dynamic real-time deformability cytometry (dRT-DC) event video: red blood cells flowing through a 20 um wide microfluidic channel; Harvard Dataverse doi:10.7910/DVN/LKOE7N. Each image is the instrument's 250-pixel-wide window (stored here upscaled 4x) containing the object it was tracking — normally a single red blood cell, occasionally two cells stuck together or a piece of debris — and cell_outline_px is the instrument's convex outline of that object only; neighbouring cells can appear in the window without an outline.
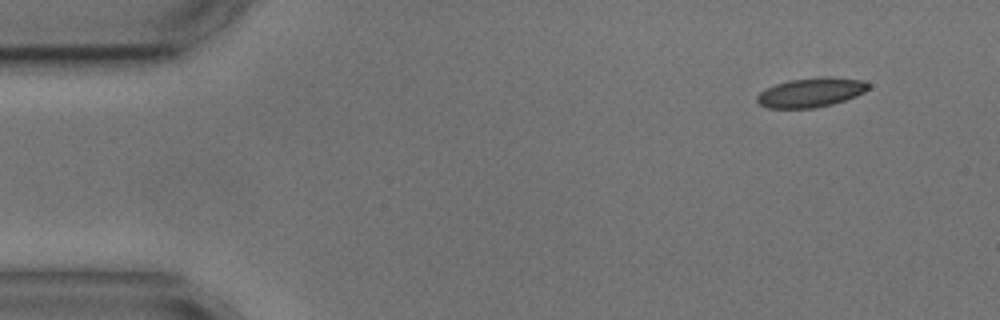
{"species": "common noctule bat (a hibernating species)", "species_latin": "Nyctalus noctula", "temperature_condition": "cold", "stored_images_in_passage": 3, "camera_frame_rate_fps": 3000, "um_per_image_px": 0.085, "animal": {"sex": "male", "body_mass_g": 17.9, "forearm_length_mm": 54.2}, "frame": {"image": 1, "passage_image": 1, "time_ms": 0.0, "image_size_px": [1000, 320], "cell_outline_px": [[868, 88], [864, 92], [856, 96], [832, 104], [812, 108], [768, 108], [760, 104], [756, 100], [756, 96], [760, 92], [776, 84], [788, 80], [828, 76], [864, 80], [868, 84]], "centroid_in_image_um": [68.93, 7.85], "position_along_channel_um": 16.1, "area_um2": 18.9}}